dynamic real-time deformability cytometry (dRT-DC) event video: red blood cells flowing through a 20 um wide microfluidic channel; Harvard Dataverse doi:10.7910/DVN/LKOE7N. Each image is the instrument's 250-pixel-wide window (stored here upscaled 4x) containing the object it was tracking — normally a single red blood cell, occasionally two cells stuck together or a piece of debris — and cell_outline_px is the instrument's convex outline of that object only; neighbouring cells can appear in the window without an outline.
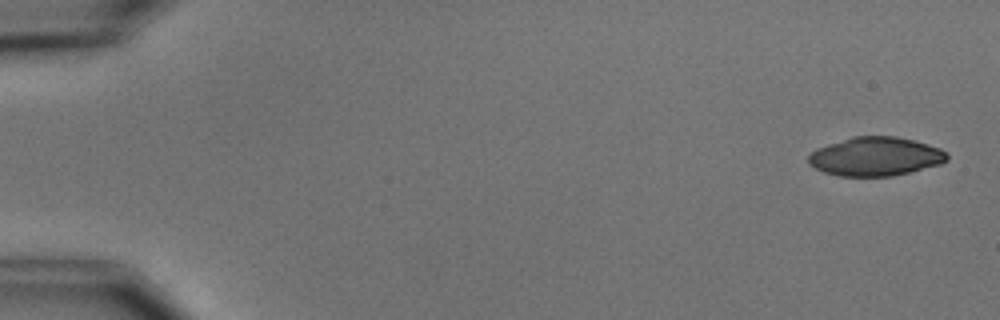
{"species": "common noctule bat (a hibernating species)", "species_latin": "Nyctalus noctula", "temperature_condition": "cold", "stored_images_in_passage": 4, "camera_frame_rate_fps": 3000, "um_per_image_px": 0.085, "animal": {"sex": "male", "body_mass_g": 15.6}, "frame": {"image": 1, "passage_image": 1, "time_ms": 0.0, "image_size_px": [1000, 320], "cell_outline_px": [[948, 160], [940, 164], [892, 176], [840, 176], [824, 172], [816, 168], [808, 160], [808, 156], [816, 148], [852, 136], [896, 136], [928, 144], [940, 148], [948, 152]], "centroid_in_image_um": [74.44, 13.29], "position_along_channel_um": 10.6, "area_um2": 31.21}}